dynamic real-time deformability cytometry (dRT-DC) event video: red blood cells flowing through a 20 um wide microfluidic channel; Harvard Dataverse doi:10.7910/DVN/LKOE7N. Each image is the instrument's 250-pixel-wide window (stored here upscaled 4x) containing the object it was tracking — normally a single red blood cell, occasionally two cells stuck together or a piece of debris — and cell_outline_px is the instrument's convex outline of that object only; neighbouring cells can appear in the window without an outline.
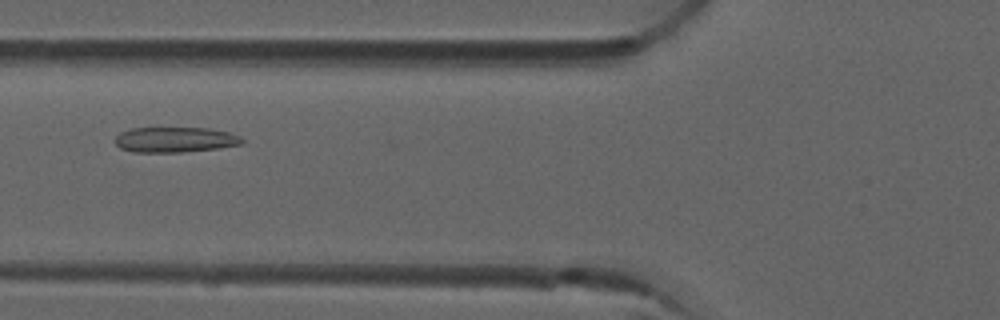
{"species": "common noctule bat (a hibernating species)", "species_latin": "Nyctalus noctula", "temperature_condition": "room temperature", "stored_images_in_passage": 7, "camera_frame_rate_fps": 3000, "um_per_image_px": 0.085, "animal": {"sex": "male", "forearm_length_mm": 52.5}, "frame": {"image": 1, "passage_image": 4, "time_ms": 1.0, "image_size_px": [1000, 320], "cell_outline_px": [[244, 144], [216, 148], [180, 152], [132, 152], [120, 148], [112, 140], [120, 132], [132, 128], [208, 128], [228, 132], [240, 136], [244, 140]], "centroid_in_image_um": [14.85, 11.87], "position_along_channel_um": 111.0, "area_um2": 18.79}}
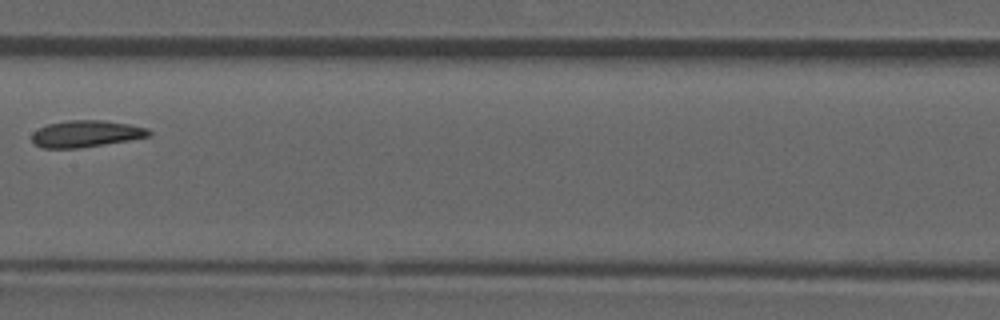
{"frame": {"image": 2, "passage_image": 6, "time_ms": 1.667, "image_size_px": [1000, 320], "cell_outline_px": [[152, 136], [80, 148], [44, 148], [36, 144], [32, 140], [32, 132], [48, 124], [64, 120], [104, 120], [128, 124], [148, 128], [152, 132]], "centroid_in_image_um": [7.33, 11.36], "position_along_channel_um": 200.1, "area_um2": 18.21}}
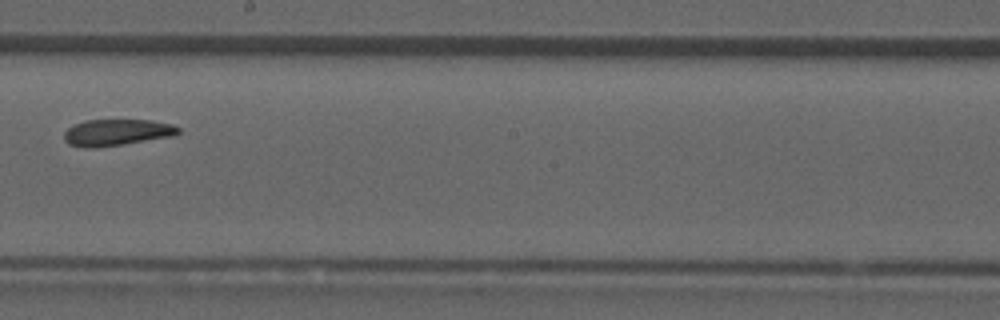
{"frame": {"image": 3, "passage_image": 7, "time_ms": 2.0, "image_size_px": [1000, 320], "cell_outline_px": [[180, 132], [172, 136], [96, 148], [88, 148], [68, 144], [64, 140], [64, 132], [68, 128], [84, 120], [152, 120], [172, 124], [180, 128]], "centroid_in_image_um": [9.91, 11.25], "position_along_channel_um": 238.3, "area_um2": 17.51}}